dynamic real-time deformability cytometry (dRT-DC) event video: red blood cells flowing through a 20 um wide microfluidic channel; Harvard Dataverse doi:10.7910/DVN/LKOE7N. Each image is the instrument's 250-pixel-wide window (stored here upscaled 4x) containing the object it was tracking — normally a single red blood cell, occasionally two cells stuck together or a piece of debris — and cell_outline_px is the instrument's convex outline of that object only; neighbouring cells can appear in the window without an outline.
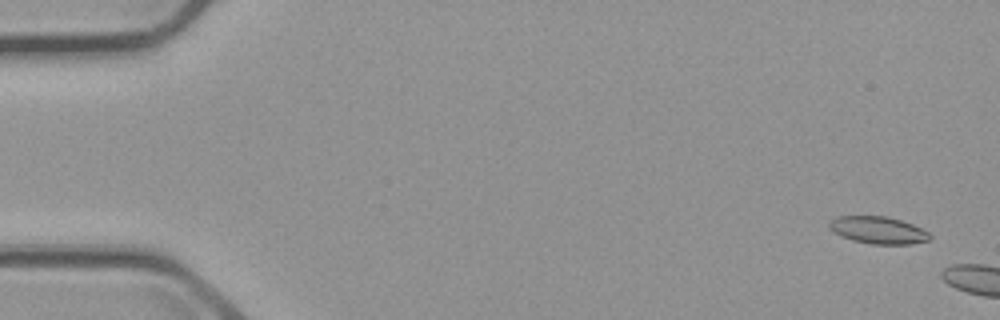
{"species": "common noctule bat (a hibernating species)", "species_latin": "Nyctalus noctula", "temperature_condition": "cold", "stored_images_in_passage": 2, "camera_frame_rate_fps": 3000, "um_per_image_px": 0.085, "animal": {"sex": "male", "body_mass_g": 23.1, "forearm_length_mm": 52.7}, "frame": {"image": 1, "passage_image": 1, "time_ms": 0.0, "image_size_px": [1000, 320], "cell_outline_px": [[932, 236], [928, 240], [908, 244], [872, 244], [852, 240], [840, 236], [828, 228], [828, 224], [836, 216], [888, 216], [912, 224], [928, 232]], "centroid_in_image_um": [74.61, 19.55], "position_along_channel_um": 10.4, "area_um2": 15.9}}